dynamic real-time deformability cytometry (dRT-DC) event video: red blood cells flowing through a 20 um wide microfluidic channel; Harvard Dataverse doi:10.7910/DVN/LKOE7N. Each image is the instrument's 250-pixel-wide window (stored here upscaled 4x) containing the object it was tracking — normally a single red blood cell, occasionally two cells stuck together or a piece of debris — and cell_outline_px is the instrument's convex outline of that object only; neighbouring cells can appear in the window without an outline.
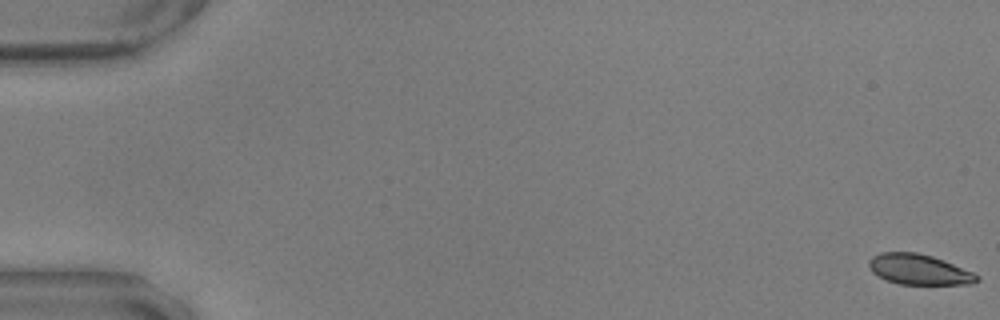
{"species": "common noctule bat (a hibernating species)", "species_latin": "Nyctalus noctula", "temperature_condition": "warm", "stored_images_in_passage": 58, "camera_frame_rate_fps": 3000, "um_per_image_px": 0.085, "animal": {"sex": "male", "body_mass_g": 17.9, "forearm_length_mm": 54.2}, "frame": {"image": 1, "passage_image": 1, "time_ms": 0.0, "image_size_px": [1000, 320], "cell_outline_px": [[980, 280], [972, 284], [900, 284], [884, 280], [872, 272], [868, 264], [868, 260], [872, 256], [880, 252], [916, 252], [932, 256], [944, 260], [972, 272], [980, 276]], "centroid_in_image_um": [78.09, 22.9], "position_along_channel_um": 6.9, "area_um2": 19.25}}
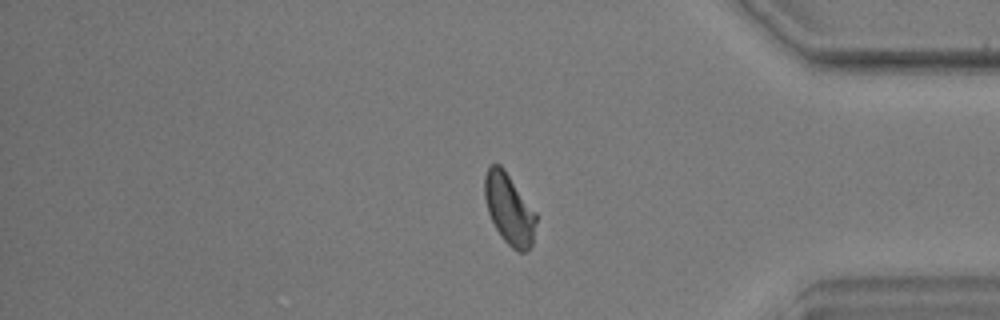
{"frame": {"image": 2, "passage_image": 49, "time_ms": 16.0, "image_size_px": [1000, 320], "cell_outline_px": [[536, 220], [532, 244], [524, 252], [516, 252], [500, 236], [488, 212], [484, 196], [484, 176], [488, 164], [500, 164], [504, 168], [536, 212]], "centroid_in_image_um": [43.26, 17.74], "position_along_channel_um": 391.9, "area_um2": 21.27}}
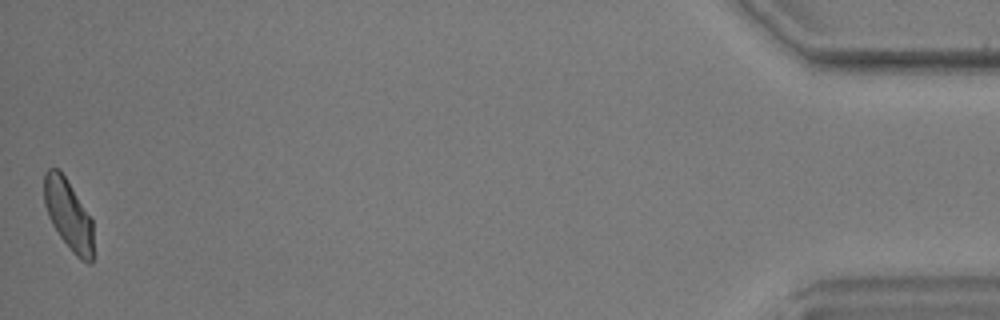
{"frame": {"image": 3, "passage_image": 58, "time_ms": 19.0, "image_size_px": [1000, 320], "cell_outline_px": [[92, 264], [88, 264], [80, 260], [72, 252], [60, 236], [52, 224], [48, 216], [44, 204], [44, 172], [48, 168], [60, 168], [92, 220]], "centroid_in_image_um": [5.79, 18.23], "position_along_channel_um": 429.4, "area_um2": 20.11}, "authors_computed_cell_mechanics": {"area_um2": 20.808, "velocity_mm_per_s": 3.5181, "shape_relaxation_time_tau1_ms": 3.0728, "shape_relaxation_time_tau2_ms": 1.6638, "deformation_change_tau1": 0.1115, "deformation_change_tau2": 0.0539}}